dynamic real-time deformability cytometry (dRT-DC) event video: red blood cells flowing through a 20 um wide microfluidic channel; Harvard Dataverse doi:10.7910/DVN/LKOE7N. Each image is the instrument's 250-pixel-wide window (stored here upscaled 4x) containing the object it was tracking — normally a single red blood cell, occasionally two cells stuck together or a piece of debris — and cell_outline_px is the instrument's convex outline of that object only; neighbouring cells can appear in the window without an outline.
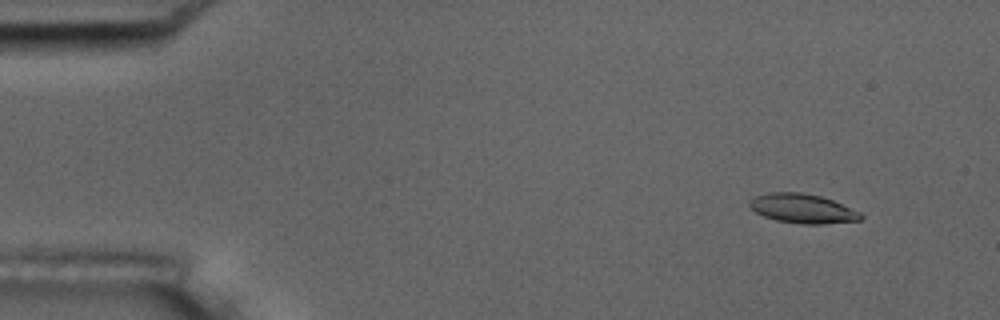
{"species": "common noctule bat (a hibernating species)", "species_latin": "Nyctalus noctula", "temperature_condition": "room temperature", "stored_images_in_passage": 4, "camera_frame_rate_fps": 3000, "um_per_image_px": 0.085, "animal": {"sex": "male", "body_mass_g": 17.5, "forearm_length_mm": 52.3}, "frame": {"image": 1, "passage_image": 1, "time_ms": 0.0, "image_size_px": [1000, 320], "cell_outline_px": [[864, 216], [860, 220], [824, 224], [800, 224], [776, 220], [764, 216], [756, 212], [748, 204], [756, 196], [768, 192], [800, 192], [820, 196], [832, 200], [860, 212]], "centroid_in_image_um": [68.23, 17.73], "position_along_channel_um": 16.8, "area_um2": 18.84}}